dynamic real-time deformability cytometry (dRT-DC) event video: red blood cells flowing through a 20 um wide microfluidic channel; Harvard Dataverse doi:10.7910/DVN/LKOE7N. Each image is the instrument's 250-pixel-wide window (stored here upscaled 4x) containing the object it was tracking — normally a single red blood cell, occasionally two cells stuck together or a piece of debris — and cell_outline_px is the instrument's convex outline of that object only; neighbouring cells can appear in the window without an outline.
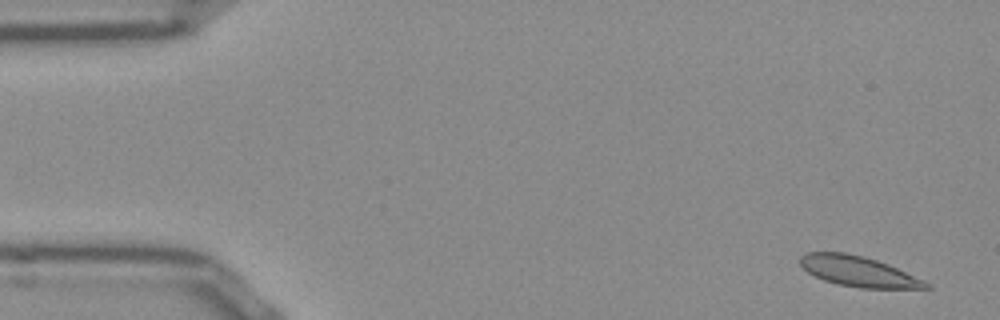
{"species": "Egyptian fruit bat (a non-hibernating species)", "species_latin": "Rousettus aegyptiacus", "temperature_condition": "room temperature", "stored_images_in_passage": 54, "camera_frame_rate_fps": 3000, "um_per_image_px": 0.085, "frame": {"image": 1, "passage_image": 3, "time_ms": 0.667, "image_size_px": [1000, 320], "cell_outline_px": [[932, 288], [860, 288], [836, 284], [824, 280], [808, 272], [800, 264], [800, 256], [808, 252], [844, 252], [864, 256], [888, 264], [924, 280]], "centroid_in_image_um": [72.94, 23.06], "position_along_channel_um": 12.1, "area_um2": 22.08}}
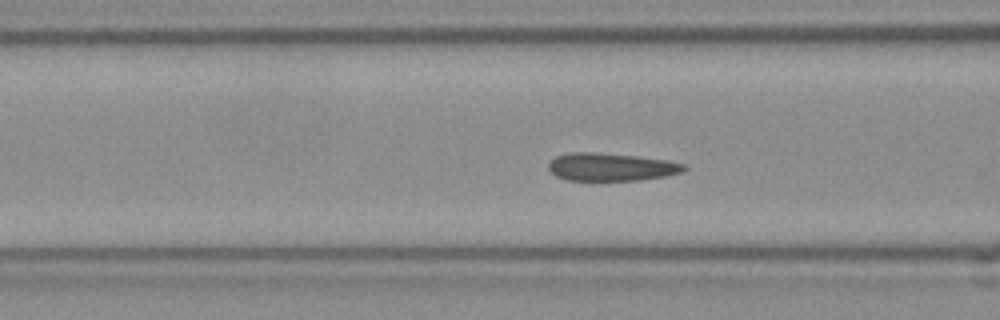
{"frame": {"image": 2, "passage_image": 20, "time_ms": 6.333, "image_size_px": [1000, 320], "cell_outline_px": [[688, 168], [680, 172], [668, 176], [640, 180], [568, 180], [556, 176], [548, 168], [548, 164], [556, 156], [572, 152], [592, 152], [636, 156], [668, 160], [684, 164]], "centroid_in_image_um": [51.96, 14.19], "position_along_channel_um": 114.6, "area_um2": 21.91}}
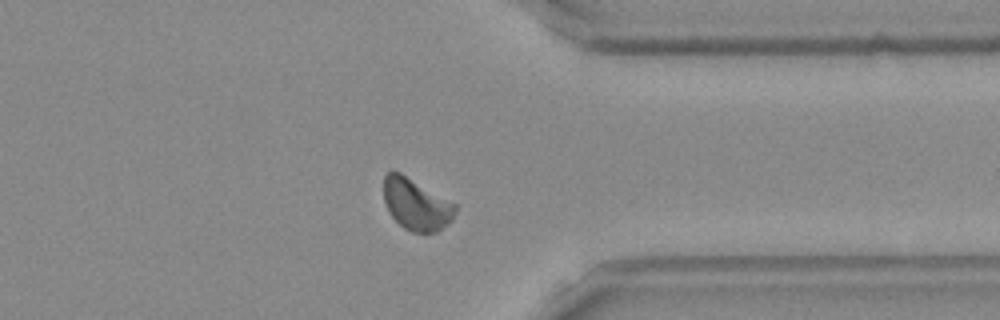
{"frame": {"image": 3, "passage_image": 41, "time_ms": 13.333, "image_size_px": [1000, 320], "cell_outline_px": [[456, 212], [452, 220], [448, 224], [436, 232], [412, 232], [404, 228], [392, 216], [384, 200], [384, 176], [388, 172], [400, 172], [456, 204]], "centroid_in_image_um": [35.39, 17.38], "position_along_channel_um": 376.0, "area_um2": 21.21}}